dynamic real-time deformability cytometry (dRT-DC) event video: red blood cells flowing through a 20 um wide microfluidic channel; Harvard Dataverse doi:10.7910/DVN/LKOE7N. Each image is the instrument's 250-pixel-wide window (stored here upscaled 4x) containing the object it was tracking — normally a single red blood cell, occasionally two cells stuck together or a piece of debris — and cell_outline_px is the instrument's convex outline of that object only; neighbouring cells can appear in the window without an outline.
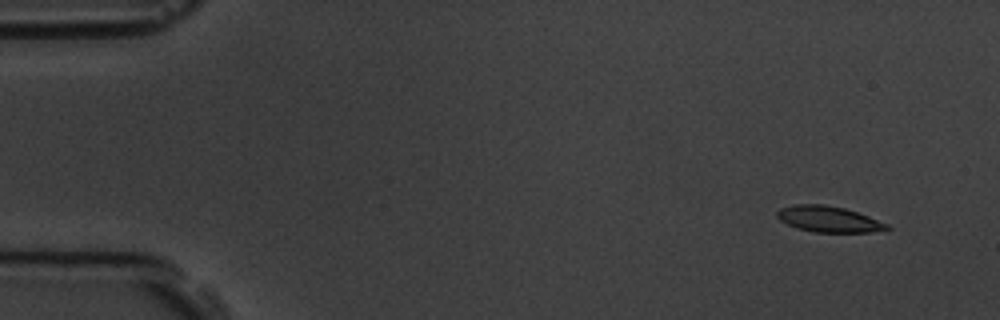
{"species": "common noctule bat (a hibernating species)", "species_latin": "Nyctalus noctula", "temperature_condition": "room temperature", "stored_images_in_passage": 6, "camera_frame_rate_fps": 3000, "um_per_image_px": 0.085, "animal": {"sex": "male", "body_mass_g": 19.5, "forearm_length_mm": 54.6}, "frame": {"image": 1, "passage_image": 1, "time_ms": 0.0, "image_size_px": [1000, 320], "cell_outline_px": [[892, 228], [872, 232], [812, 232], [796, 228], [780, 220], [776, 216], [776, 212], [780, 208], [796, 204], [824, 204], [844, 208], [868, 216], [888, 224]], "centroid_in_image_um": [70.41, 18.63], "position_along_channel_um": 14.6, "area_um2": 16.59}}
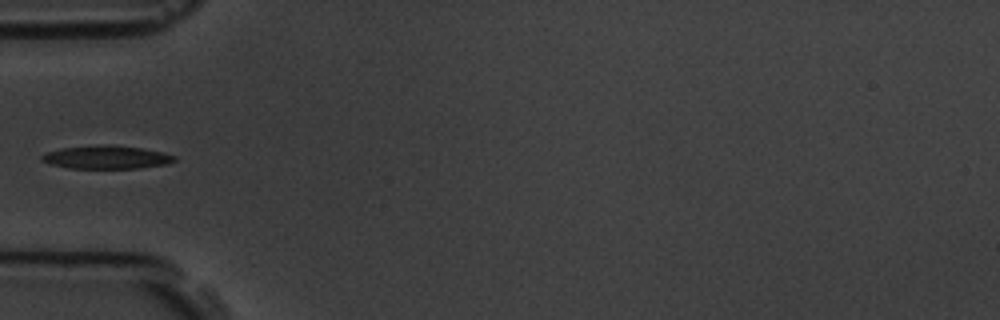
{"frame": {"image": 2, "passage_image": 5, "time_ms": 4.667, "image_size_px": [1000, 320], "cell_outline_px": [[176, 160], [168, 164], [140, 168], [68, 168], [48, 164], [40, 160], [40, 156], [44, 152], [60, 148], [104, 144], [112, 144], [140, 148], [164, 152], [176, 156]], "centroid_in_image_um": [9.01, 13.36], "position_along_channel_um": 76.0, "area_um2": 18.26}}
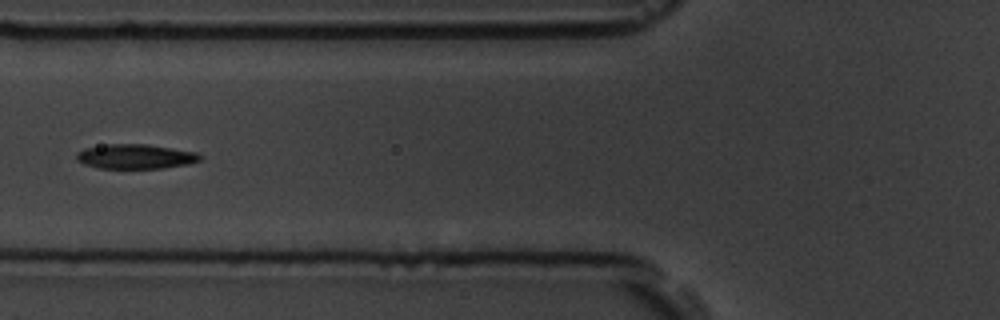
{"frame": {"image": 3, "passage_image": 6, "time_ms": 5.667, "image_size_px": [1000, 320], "cell_outline_px": [[204, 156], [200, 160], [188, 164], [164, 168], [96, 168], [84, 164], [76, 160], [76, 152], [84, 148], [108, 144], [148, 144], [196, 152]], "centroid_in_image_um": [11.5, 13.3], "position_along_channel_um": 114.3, "area_um2": 17.86}}